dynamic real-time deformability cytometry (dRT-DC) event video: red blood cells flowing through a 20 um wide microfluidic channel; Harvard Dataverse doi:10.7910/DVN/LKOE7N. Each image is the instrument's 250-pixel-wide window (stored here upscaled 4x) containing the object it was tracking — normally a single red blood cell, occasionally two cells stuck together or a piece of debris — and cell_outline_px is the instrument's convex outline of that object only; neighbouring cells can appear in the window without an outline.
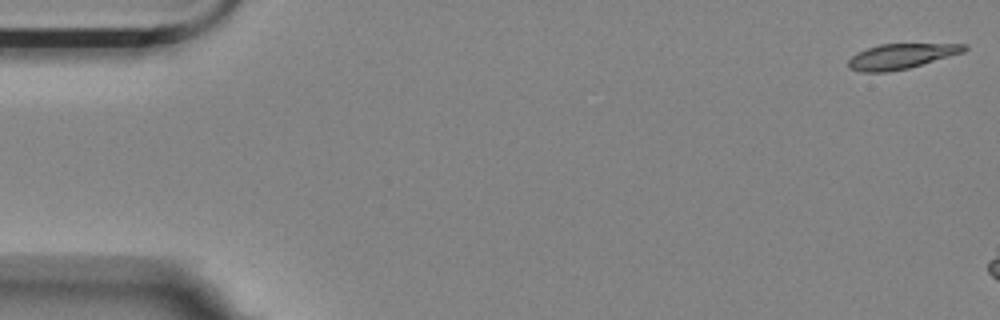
{"species": "Egyptian fruit bat (a non-hibernating species)", "species_latin": "Rousettus aegyptiacus", "temperature_condition": "room temperature", "stored_images_in_passage": 7, "camera_frame_rate_fps": 3000, "um_per_image_px": 0.085, "animal": {"sex": "female"}, "frame": {"image": 1, "passage_image": 1, "time_ms": 0.0, "image_size_px": [1000, 320], "cell_outline_px": [[968, 48], [964, 52], [908, 68], [888, 72], [864, 72], [848, 68], [848, 60], [856, 52], [880, 44], [968, 44]], "centroid_in_image_um": [76.58, 4.78], "position_along_channel_um": 8.4, "area_um2": 16.88}}